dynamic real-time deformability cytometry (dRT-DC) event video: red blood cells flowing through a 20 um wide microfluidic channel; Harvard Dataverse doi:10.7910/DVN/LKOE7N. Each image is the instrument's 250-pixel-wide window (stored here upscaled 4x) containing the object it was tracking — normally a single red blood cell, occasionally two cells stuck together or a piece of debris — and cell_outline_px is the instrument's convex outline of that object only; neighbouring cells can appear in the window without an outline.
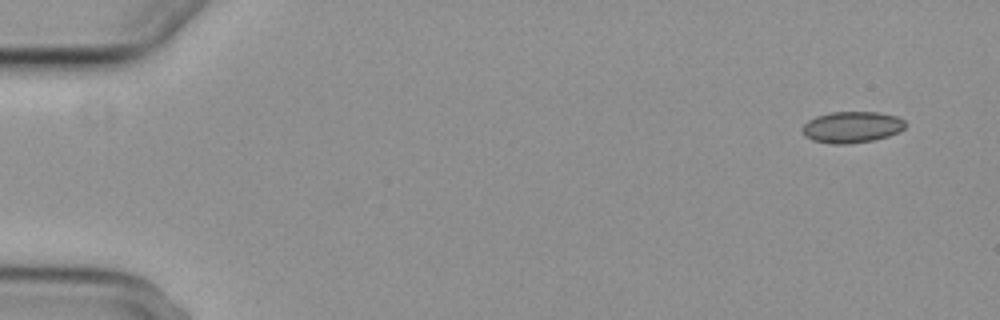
{"species": "common noctule bat (a hibernating species)", "species_latin": "Nyctalus noctula", "temperature_condition": "cold", "stored_images_in_passage": 6, "segment_of_instrument_passage": [1, 2], "camera_frame_rate_fps": 3000, "um_per_image_px": 0.085, "animal": {"sex": "female", "body_mass_g": 29.2, "forearm_length_mm": 56.3}, "frame": {"image": 1, "passage_image": 1, "time_ms": 0.0, "image_size_px": [1000, 320], "cell_outline_px": [[904, 128], [900, 132], [888, 136], [872, 140], [848, 144], [832, 144], [812, 140], [804, 136], [804, 124], [808, 120], [816, 116], [832, 112], [880, 112], [896, 116], [904, 120]], "centroid_in_image_um": [72.41, 10.8], "position_along_channel_um": 12.6, "area_um2": 18.73}}